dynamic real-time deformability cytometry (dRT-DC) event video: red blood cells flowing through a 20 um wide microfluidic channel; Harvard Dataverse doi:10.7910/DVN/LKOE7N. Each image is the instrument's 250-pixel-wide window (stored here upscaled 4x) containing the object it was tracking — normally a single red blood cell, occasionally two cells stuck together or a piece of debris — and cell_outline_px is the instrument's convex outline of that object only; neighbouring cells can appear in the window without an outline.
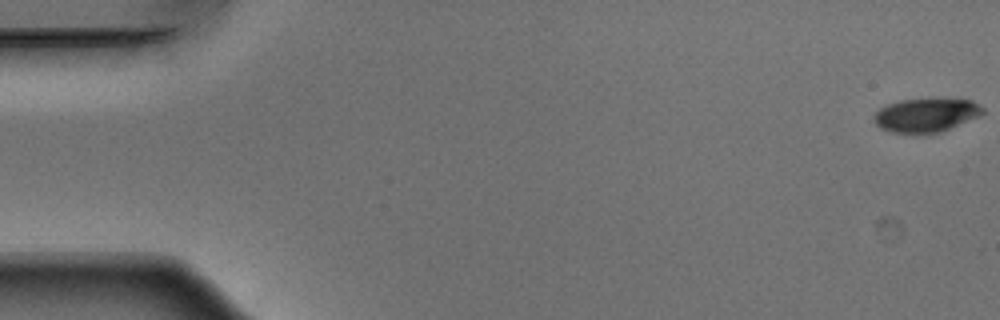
{"species": "Egyptian fruit bat (a non-hibernating species)", "species_latin": "Rousettus aegyptiacus", "temperature_condition": "warm", "stored_images_in_passage": 53, "camera_frame_rate_fps": 3000, "um_per_image_px": 0.085, "animal": {"sex": "male"}, "frame": {"image": 1, "passage_image": 1, "time_ms": 0.0, "image_size_px": [1000, 320], "cell_outline_px": [[984, 112], [976, 116], [940, 132], [892, 132], [880, 128], [876, 124], [876, 112], [880, 108], [888, 104], [900, 100], [972, 100], [980, 104], [984, 108]], "centroid_in_image_um": [78.71, 9.78], "position_along_channel_um": 6.3, "area_um2": 20.4}}
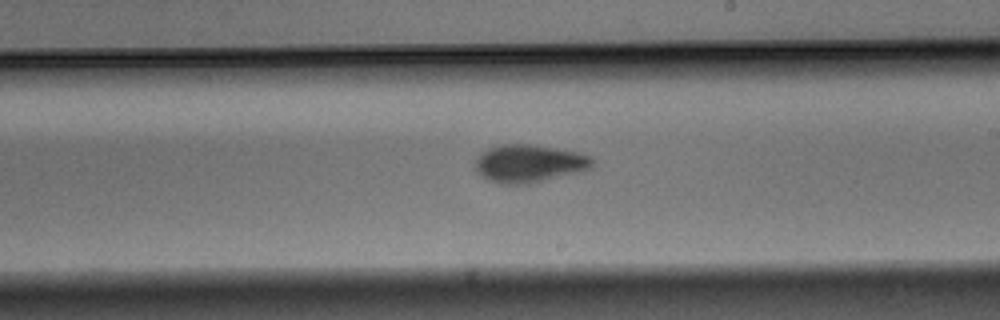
{"frame": {"image": 2, "passage_image": 31, "time_ms": 10.0, "image_size_px": [1000, 320], "cell_outline_px": [[596, 164], [592, 168], [584, 172], [532, 184], [504, 184], [488, 180], [476, 168], [476, 160], [480, 152], [488, 148], [500, 144], [528, 144], [556, 148], [576, 152], [592, 156]], "centroid_in_image_um": [45.07, 13.91], "position_along_channel_um": 243.9, "area_um2": 26.24}}
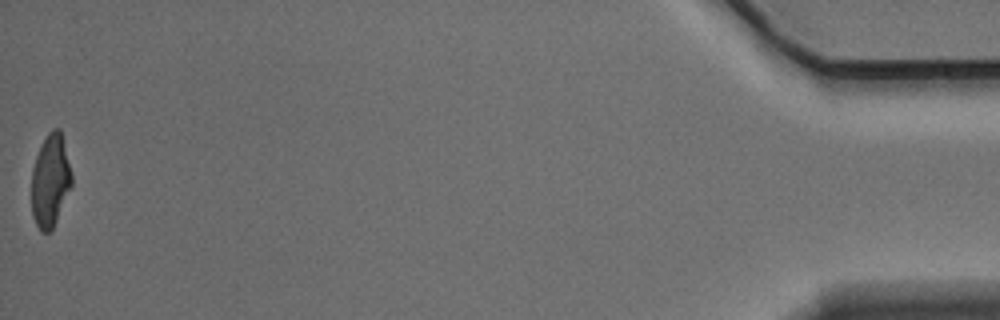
{"frame": {"image": 3, "passage_image": 53, "time_ms": 17.333, "image_size_px": [1000, 320], "cell_outline_px": [[72, 184], [56, 220], [52, 228], [48, 232], [40, 232], [36, 224], [32, 212], [32, 168], [36, 156], [48, 132], [52, 128], [60, 128], [72, 172]], "centroid_in_image_um": [4.28, 15.33], "position_along_channel_um": 430.9, "area_um2": 21.44}, "authors_computed_cell_mechanics": {"area_um2": 23.9292, "velocity_mm_per_s": 3.8709, "shape_relaxation_time_tau1_ms": 2.5217, "shape_relaxation_time_tau2_ms": 2.0692, "deformation_change_tau1": 0.153, "deformation_change_tau2": 0.076}}